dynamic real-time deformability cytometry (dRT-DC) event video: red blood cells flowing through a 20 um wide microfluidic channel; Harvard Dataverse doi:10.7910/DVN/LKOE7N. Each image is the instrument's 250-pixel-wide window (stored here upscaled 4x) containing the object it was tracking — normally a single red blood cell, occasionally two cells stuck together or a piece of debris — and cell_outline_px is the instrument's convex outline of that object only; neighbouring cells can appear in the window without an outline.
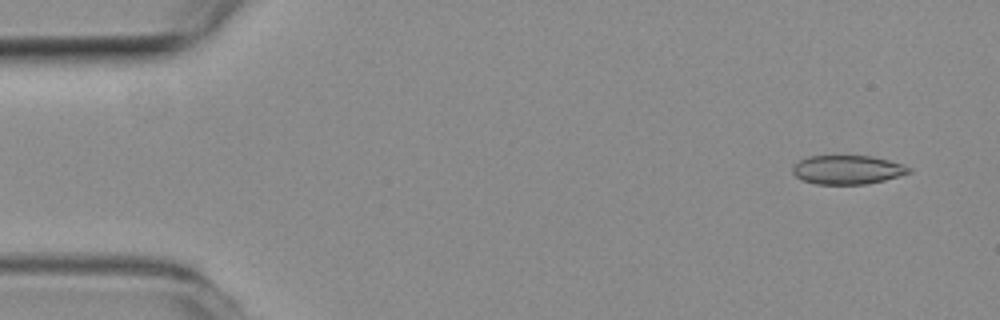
{"species": "common noctule bat (a hibernating species)", "species_latin": "Nyctalus noctula", "temperature_condition": "room temperature", "stored_images_in_passage": 54, "camera_frame_rate_fps": 3000, "um_per_image_px": 0.085, "animal": {"sex": "female", "body_mass_g": 19.3, "forearm_length_mm": 54.1}, "frame": {"image": 1, "passage_image": 3, "time_ms": 0.667, "image_size_px": [1000, 320], "cell_outline_px": [[912, 172], [884, 180], [868, 184], [816, 184], [800, 180], [792, 172], [792, 168], [800, 160], [808, 156], [872, 156], [904, 164], [912, 168]], "centroid_in_image_um": [72.05, 14.43], "position_along_channel_um": 13.0, "area_um2": 19.65}}
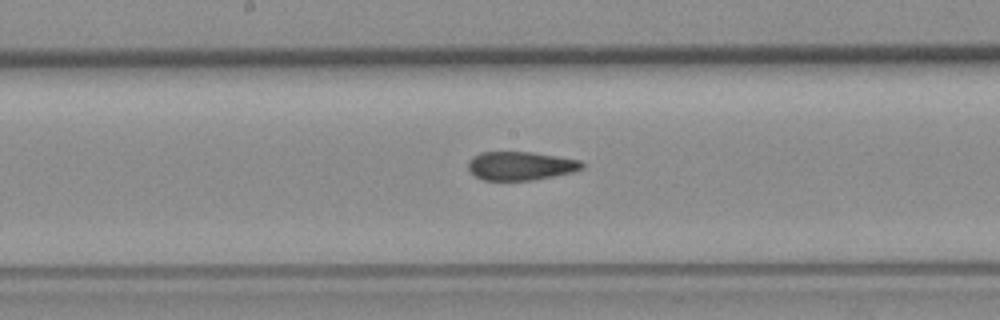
{"frame": {"image": 2, "passage_image": 27, "time_ms": 8.667, "image_size_px": [1000, 320], "cell_outline_px": [[584, 168], [572, 172], [532, 180], [484, 180], [468, 172], [468, 160], [472, 156], [480, 152], [532, 152], [580, 160], [584, 164]], "centroid_in_image_um": [44.21, 14.09], "position_along_channel_um": 204.0, "area_um2": 19.02}}
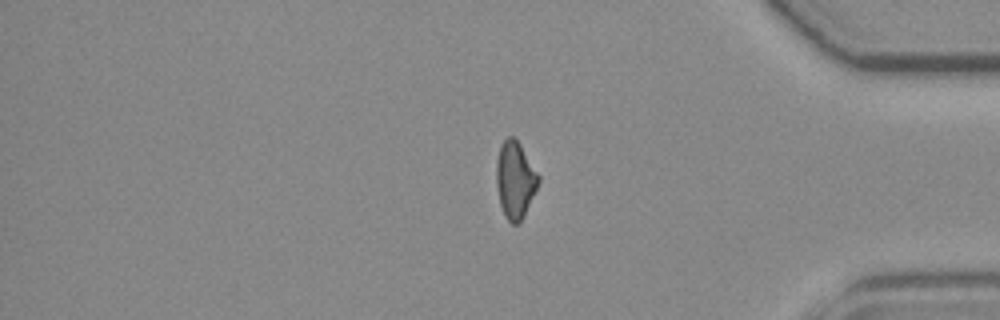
{"frame": {"image": 3, "passage_image": 44, "time_ms": 14.333, "image_size_px": [1000, 320], "cell_outline_px": [[540, 180], [524, 216], [516, 224], [512, 224], [504, 216], [500, 204], [496, 184], [496, 160], [500, 144], [508, 136], [512, 136], [520, 144], [540, 176]], "centroid_in_image_um": [43.77, 15.28], "position_along_channel_um": 391.4, "area_um2": 18.84}, "authors_computed_cell_mechanics": {"area_um2": 19.7676, "velocity_mm_per_s": 3.7772, "shape_relaxation_time_tau1_ms": null, "shape_relaxation_time_tau2_ms": 3.1563, "deformation_change_tau1": null, "deformation_change_tau2": 0.094}}